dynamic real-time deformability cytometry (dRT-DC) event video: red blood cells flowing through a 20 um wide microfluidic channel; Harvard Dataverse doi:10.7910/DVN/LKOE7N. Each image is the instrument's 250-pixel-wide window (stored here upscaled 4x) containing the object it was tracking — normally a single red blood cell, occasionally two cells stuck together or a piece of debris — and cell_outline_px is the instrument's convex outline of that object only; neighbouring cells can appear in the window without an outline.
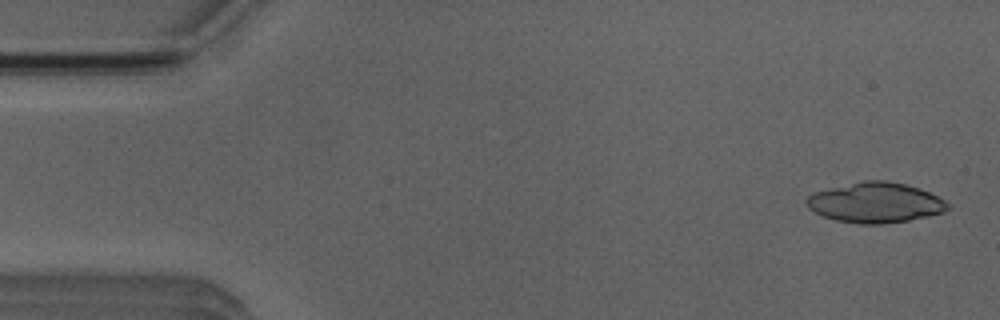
{"species": "Egyptian fruit bat (a non-hibernating species)", "species_latin": "Rousettus aegyptiacus", "temperature_condition": "room temperature", "stored_images_in_passage": 5, "camera_frame_rate_fps": 3000, "um_per_image_px": 0.085, "animal": {"sex": "male"}, "frame": {"image": 1, "passage_image": 1, "time_ms": 0.0, "image_size_px": [1000, 320], "cell_outline_px": [[948, 208], [944, 212], [928, 216], [908, 220], [884, 224], [860, 224], [836, 220], [824, 216], [808, 208], [804, 200], [808, 196], [816, 192], [864, 180], [888, 180], [920, 188], [944, 200], [948, 204]], "centroid_in_image_um": [74.41, 17.23], "position_along_channel_um": 10.6, "area_um2": 32.77}}